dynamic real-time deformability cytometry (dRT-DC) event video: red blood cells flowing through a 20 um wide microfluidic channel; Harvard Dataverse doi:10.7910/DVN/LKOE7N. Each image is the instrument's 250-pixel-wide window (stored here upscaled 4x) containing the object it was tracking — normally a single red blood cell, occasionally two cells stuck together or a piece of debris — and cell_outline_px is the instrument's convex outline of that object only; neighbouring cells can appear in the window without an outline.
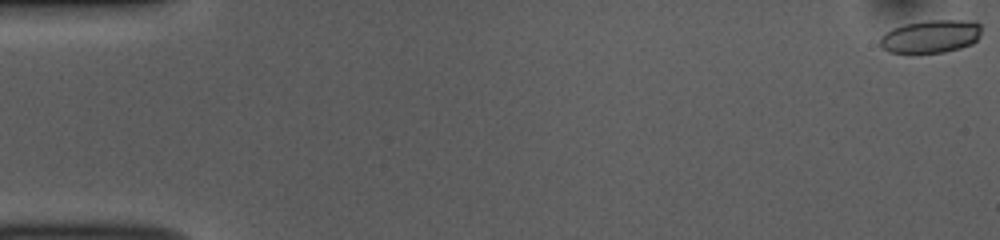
{"species": "common noctule bat (a hibernating species)", "species_latin": "Nyctalus noctula", "temperature_condition": "room temperature", "stored_images_in_passage": 53, "camera_frame_rate_fps": 3000, "um_per_image_px": 0.085, "animal": {"sex": "female", "body_mass_g": 10.0, "forearm_length_mm": 53.1}, "frame": {"image": 1, "passage_image": 1, "time_ms": 0.0, "image_size_px": [1000, 240], "cell_outline_px": [[980, 36], [972, 44], [960, 48], [944, 52], [916, 56], [908, 56], [888, 52], [880, 48], [880, 36], [892, 28], [904, 24], [928, 20], [976, 20], [980, 24]], "centroid_in_image_um": [79.05, 3.14], "position_along_channel_um": 5.9, "area_um2": 20.52}}
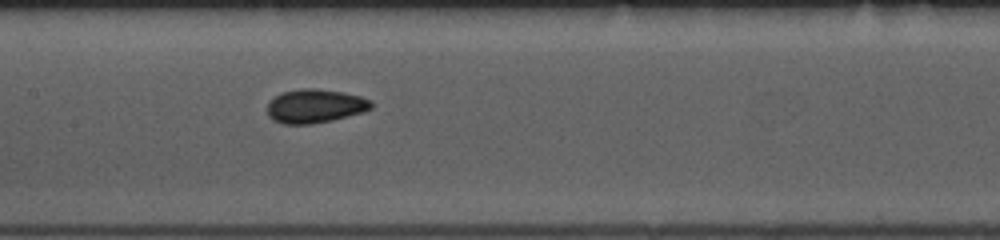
{"frame": {"image": 2, "passage_image": 26, "time_ms": 8.333, "image_size_px": [1000, 240], "cell_outline_px": [[372, 108], [364, 112], [332, 120], [312, 124], [284, 124], [272, 120], [268, 116], [268, 100], [284, 92], [304, 88], [316, 88], [344, 92], [360, 96], [372, 100]], "centroid_in_image_um": [26.79, 9.02], "position_along_channel_um": 180.6, "area_um2": 20.58}}
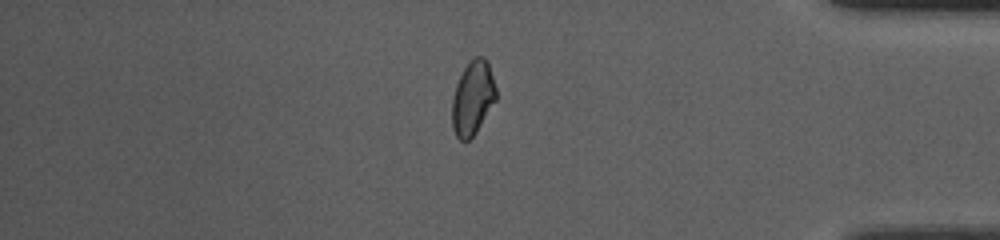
{"frame": {"image": 3, "passage_image": 45, "time_ms": 14.667, "image_size_px": [1000, 240], "cell_outline_px": [[496, 100], [476, 132], [468, 140], [460, 140], [456, 136], [452, 128], [452, 100], [456, 84], [464, 68], [476, 56], [484, 56], [488, 60], [496, 88]], "centroid_in_image_um": [40.19, 8.32], "position_along_channel_um": 395.0, "area_um2": 18.9}, "authors_computed_cell_mechanics": {"area_um2": 19.9988, "velocity_mm_per_s": 3.8566, "shape_relaxation_time_tau1_ms": null, "shape_relaxation_time_tau2_ms": 2.1418, "deformation_change_tau1": null, "deformation_change_tau2": 0.0582}}